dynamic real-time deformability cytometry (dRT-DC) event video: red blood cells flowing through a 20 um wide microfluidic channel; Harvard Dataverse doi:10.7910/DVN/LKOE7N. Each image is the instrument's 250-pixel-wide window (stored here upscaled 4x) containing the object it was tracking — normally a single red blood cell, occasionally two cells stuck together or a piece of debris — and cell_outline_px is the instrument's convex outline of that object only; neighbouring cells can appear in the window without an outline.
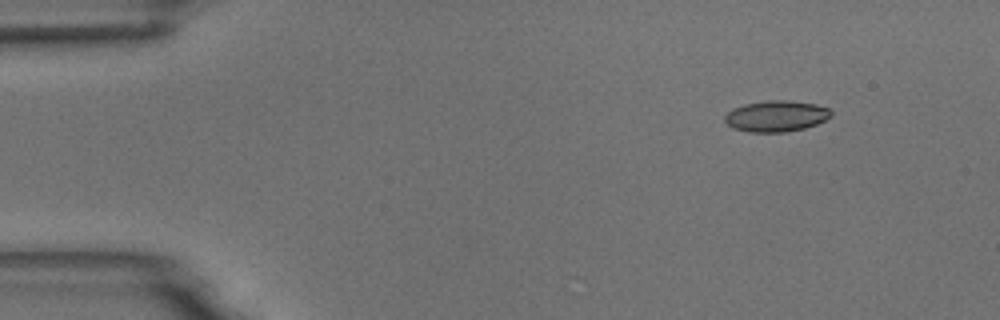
{"species": "common noctule bat (a hibernating species)", "species_latin": "Nyctalus noctula", "temperature_condition": "room temperature", "stored_images_in_passage": 4, "camera_frame_rate_fps": 3000, "um_per_image_px": 0.085, "animal": {"sex": "male", "body_mass_g": 18.8}, "frame": {"image": 1, "passage_image": 1, "time_ms": 0.0, "image_size_px": [1000, 320], "cell_outline_px": [[832, 116], [816, 124], [804, 128], [784, 132], [748, 132], [732, 128], [724, 120], [724, 116], [732, 108], [744, 104], [768, 100], [788, 100], [816, 104], [828, 108], [832, 112]], "centroid_in_image_um": [65.96, 9.86], "position_along_channel_um": 19.0, "area_um2": 19.31}}
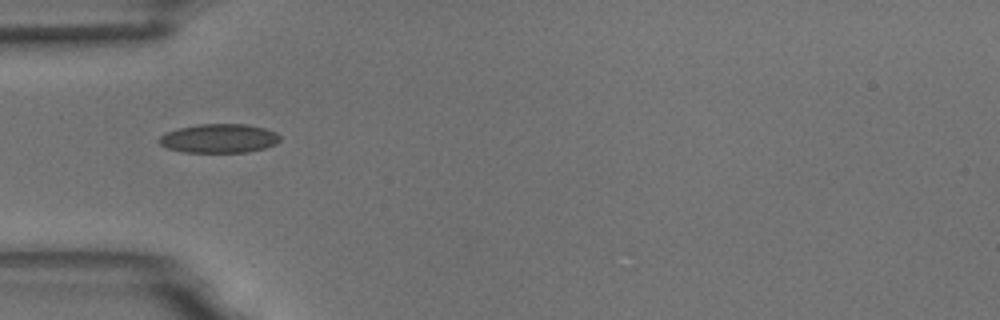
{"frame": {"image": 2, "passage_image": 4, "time_ms": 3.667, "image_size_px": [1000, 320], "cell_outline_px": [[280, 140], [276, 144], [264, 148], [248, 152], [184, 152], [164, 148], [156, 140], [160, 136], [168, 132], [180, 128], [200, 124], [248, 124], [264, 128], [276, 132], [280, 136]], "centroid_in_image_um": [18.61, 11.77], "position_along_channel_um": 66.4, "area_um2": 20.46}}